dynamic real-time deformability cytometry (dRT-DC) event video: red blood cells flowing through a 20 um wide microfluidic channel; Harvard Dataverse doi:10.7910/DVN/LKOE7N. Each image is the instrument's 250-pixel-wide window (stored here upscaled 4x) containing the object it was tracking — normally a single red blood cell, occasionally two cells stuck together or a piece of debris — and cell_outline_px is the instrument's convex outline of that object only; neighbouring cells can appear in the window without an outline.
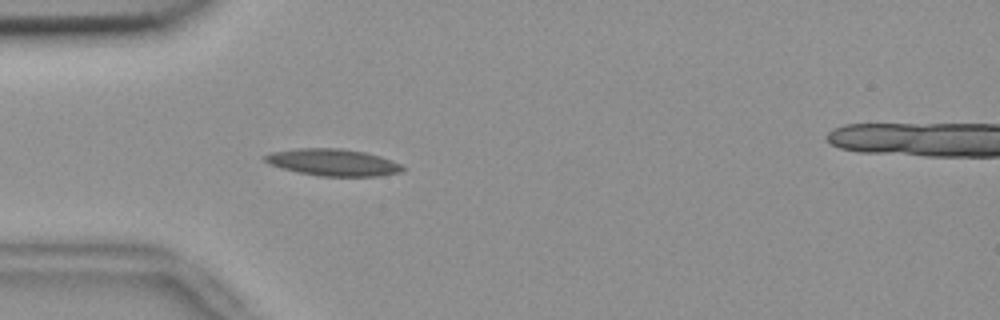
{"species": "common noctule bat (a hibernating species)", "species_latin": "Nyctalus noctula", "temperature_condition": "room temperature", "stored_images_in_passage": 11, "camera_frame_rate_fps": 3000, "um_per_image_px": 0.085, "animal": {"sex": "female", "body_mass_g": 18.4}, "frame": {"image": 1, "passage_image": 5, "time_ms": 1.333, "image_size_px": [1000, 320], "cell_outline_px": [[404, 168], [400, 172], [380, 176], [320, 176], [300, 172], [284, 168], [272, 164], [264, 160], [264, 156], [272, 152], [296, 148], [340, 148], [364, 152], [380, 156], [400, 164]], "centroid_in_image_um": [28.33, 13.79], "position_along_channel_um": 56.7, "area_um2": 21.21}}
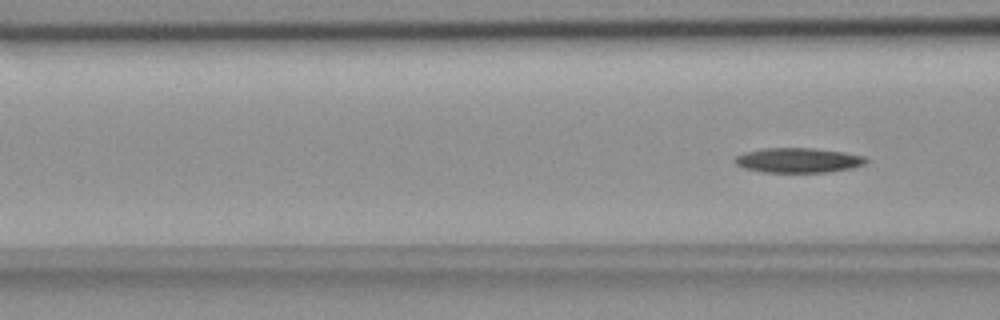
{"frame": {"image": 2, "passage_image": 11, "time_ms": 3.333, "image_size_px": [1000, 320], "cell_outline_px": [[868, 160], [864, 164], [852, 168], [828, 172], [764, 172], [744, 168], [736, 164], [732, 160], [736, 156], [744, 152], [764, 148], [812, 148], [844, 152], [864, 156]], "centroid_in_image_um": [67.83, 13.62], "position_along_channel_um": 98.8, "area_um2": 18.96}}